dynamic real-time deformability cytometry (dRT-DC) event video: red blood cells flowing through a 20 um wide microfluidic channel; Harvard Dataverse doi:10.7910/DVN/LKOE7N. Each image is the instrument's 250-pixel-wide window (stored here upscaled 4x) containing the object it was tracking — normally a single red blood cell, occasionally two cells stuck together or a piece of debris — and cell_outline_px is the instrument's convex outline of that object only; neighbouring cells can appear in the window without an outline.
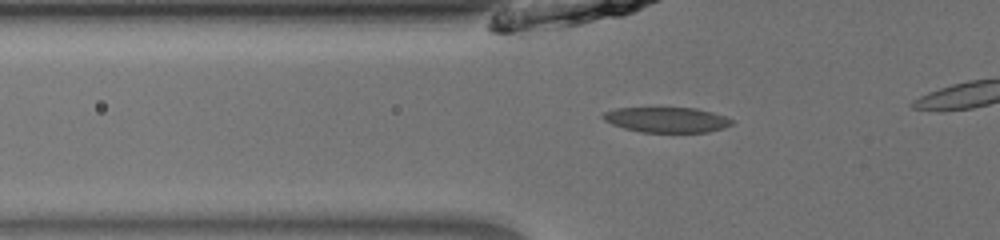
{"species": "common noctule bat (a hibernating species)", "species_latin": "Nyctalus noctula", "temperature_condition": "room temperature", "stored_images_in_passage": 5, "camera_frame_rate_fps": 3000, "um_per_image_px": 0.085, "animal": {"sex": "male", "body_mass_g": 13.0, "forearm_length_mm": 53.1}, "frame": {"image": 1, "passage_image": 3, "time_ms": 0.667, "image_size_px": [1000, 240], "cell_outline_px": [[732, 124], [724, 128], [708, 132], [640, 132], [624, 128], [612, 124], [604, 120], [600, 116], [604, 112], [616, 108], [696, 108], [712, 112], [724, 116], [732, 120]], "centroid_in_image_um": [56.65, 10.18], "position_along_channel_um": 69.2, "area_um2": 18.9}}